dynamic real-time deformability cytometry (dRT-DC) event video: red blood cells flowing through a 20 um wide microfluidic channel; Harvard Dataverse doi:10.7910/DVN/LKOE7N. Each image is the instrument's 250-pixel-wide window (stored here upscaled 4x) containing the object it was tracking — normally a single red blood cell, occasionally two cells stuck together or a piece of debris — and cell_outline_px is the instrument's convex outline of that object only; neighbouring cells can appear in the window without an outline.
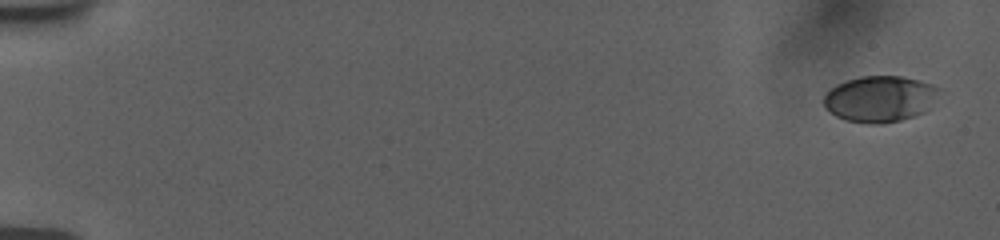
{"species": "human", "species_latin": "Homo sapiens", "temperature_condition": "room temperature", "stored_images_in_passage": 11, "camera_frame_rate_fps": 3000, "um_per_image_px": 0.085, "donor": {"sex": "female"}, "frame": {"image": 1, "passage_image": 1, "time_ms": 0.0, "image_size_px": [1000, 240], "cell_outline_px": [[940, 88], [932, 108], [928, 112], [916, 116], [884, 124], [868, 124], [844, 120], [836, 116], [824, 108], [824, 96], [836, 84], [860, 76], [900, 76], [920, 80], [932, 84]], "centroid_in_image_um": [74.83, 8.42], "position_along_channel_um": 10.2, "area_um2": 31.5}}
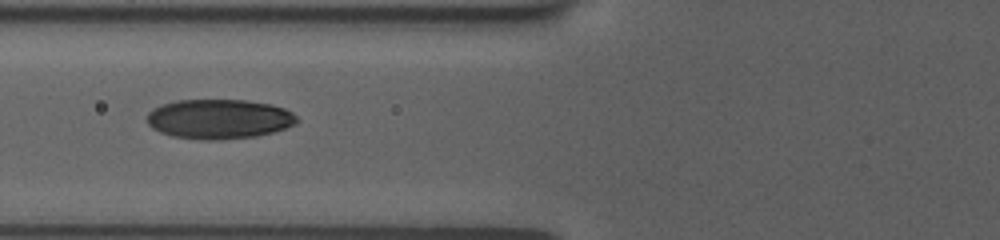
{"frame": {"image": 2, "passage_image": 8, "time_ms": 7.333, "image_size_px": [1000, 240], "cell_outline_px": [[300, 120], [296, 124], [272, 132], [256, 136], [216, 140], [204, 140], [172, 136], [160, 132], [152, 128], [148, 124], [148, 112], [152, 108], [160, 104], [176, 100], [248, 100], [272, 104], [284, 108], [292, 112]], "centroid_in_image_um": [18.62, 10.11], "position_along_channel_um": 107.2, "area_um2": 34.85}}
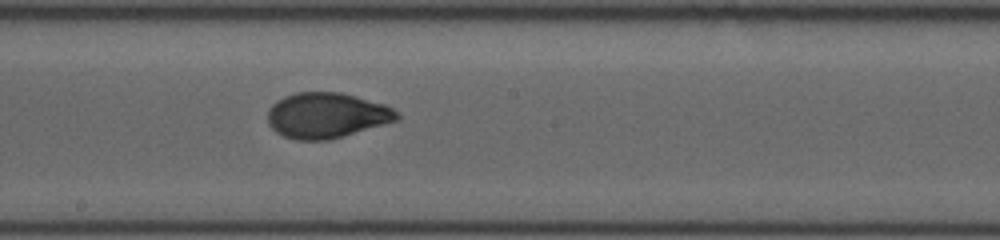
{"frame": {"image": 3, "passage_image": 11, "time_ms": 10.333, "image_size_px": [1000, 240], "cell_outline_px": [[400, 120], [328, 140], [296, 140], [284, 136], [276, 132], [268, 124], [268, 108], [276, 100], [284, 96], [296, 92], [340, 92], [356, 96], [384, 104], [400, 112]], "centroid_in_image_um": [27.77, 9.8], "position_along_channel_um": 220.4, "area_um2": 34.45}}